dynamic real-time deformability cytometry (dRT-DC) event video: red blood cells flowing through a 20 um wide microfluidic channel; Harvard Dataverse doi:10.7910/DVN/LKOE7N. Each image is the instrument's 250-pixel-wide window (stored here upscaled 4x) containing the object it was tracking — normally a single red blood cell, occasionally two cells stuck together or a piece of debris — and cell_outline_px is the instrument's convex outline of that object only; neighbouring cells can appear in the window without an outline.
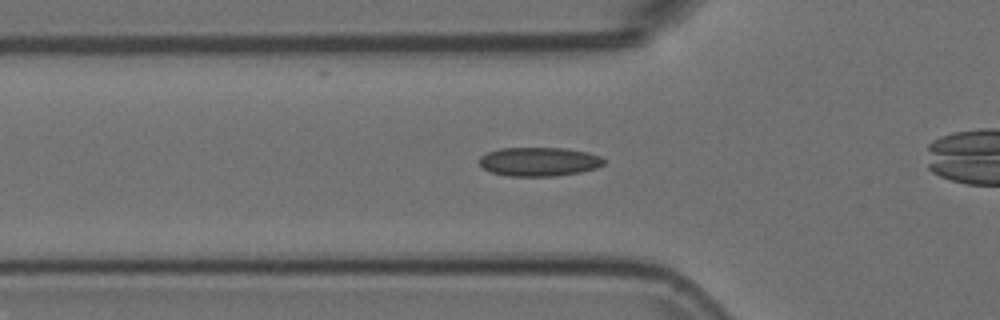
{"species": "Egyptian fruit bat (a non-hibernating species)", "species_latin": "Rousettus aegyptiacus", "temperature_condition": "room temperature", "stored_images_in_passage": 36, "camera_frame_rate_fps": 3000, "um_per_image_px": 0.085, "animal": {"sex": "female"}, "frame": {"image": 1, "passage_image": 10, "time_ms": 3.0, "image_size_px": [1000, 320], "cell_outline_px": [[604, 164], [596, 168], [580, 172], [556, 176], [504, 176], [492, 172], [484, 168], [480, 164], [480, 156], [488, 152], [500, 148], [564, 148], [588, 152], [600, 156], [604, 160]], "centroid_in_image_um": [45.82, 13.74], "position_along_channel_um": 80.0, "area_um2": 20.98}}
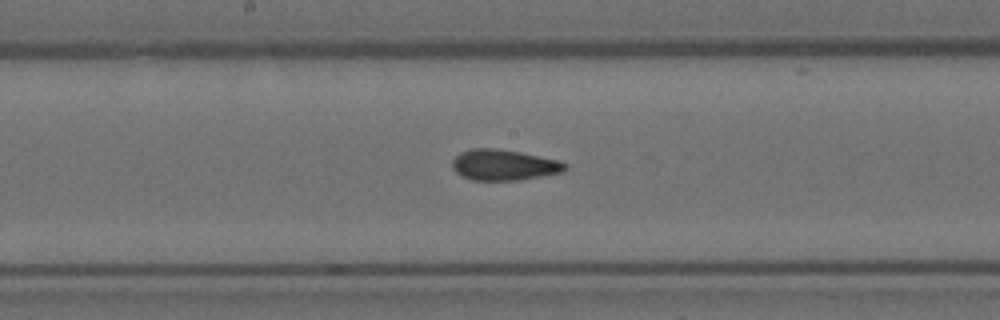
{"frame": {"image": 2, "passage_image": 20, "time_ms": 6.333, "image_size_px": [1000, 320], "cell_outline_px": [[568, 168], [564, 172], [520, 180], [472, 180], [460, 176], [452, 168], [452, 160], [460, 152], [472, 148], [492, 148], [520, 152], [560, 160], [568, 164]], "centroid_in_image_um": [42.85, 14.02], "position_along_channel_um": 205.4, "area_um2": 20.46}}
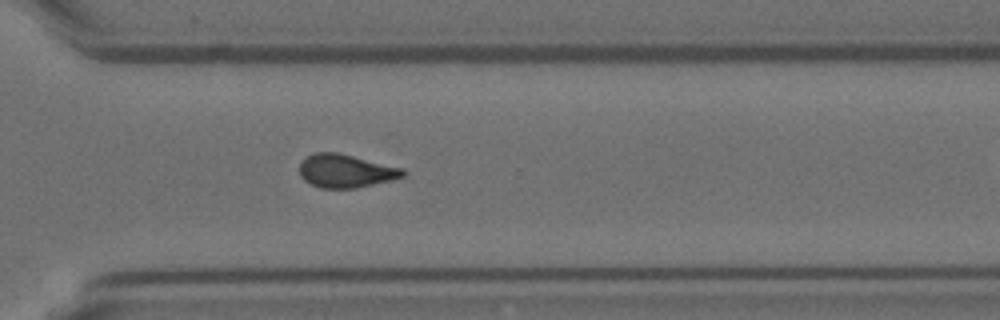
{"frame": {"image": 3, "passage_image": 31, "time_ms": 10.0, "image_size_px": [1000, 320], "cell_outline_px": [[408, 172], [404, 176], [392, 180], [356, 188], [320, 188], [304, 180], [300, 176], [300, 164], [308, 156], [316, 152], [336, 152], [404, 168]], "centroid_in_image_um": [29.42, 14.54], "position_along_channel_um": 341.2, "area_um2": 20.0}}